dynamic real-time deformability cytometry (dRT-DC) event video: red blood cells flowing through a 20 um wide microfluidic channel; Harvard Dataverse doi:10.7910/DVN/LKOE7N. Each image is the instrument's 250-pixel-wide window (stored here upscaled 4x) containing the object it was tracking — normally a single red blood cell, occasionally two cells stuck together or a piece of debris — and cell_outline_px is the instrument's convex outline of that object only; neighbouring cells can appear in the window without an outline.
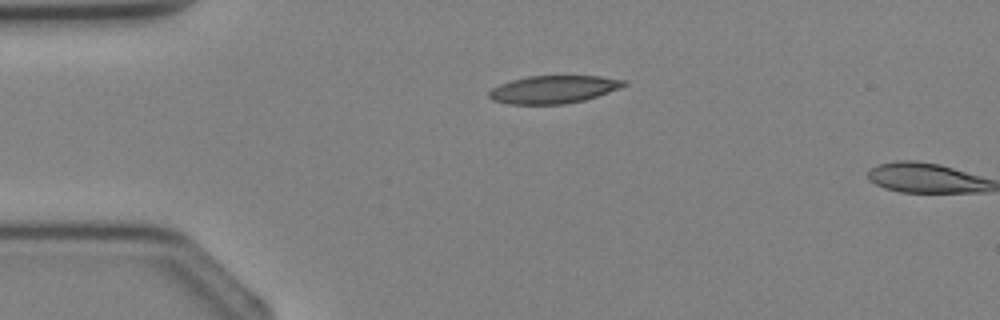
{"species": "Egyptian fruit bat (a non-hibernating species)", "species_latin": "Rousettus aegyptiacus", "temperature_condition": "cold", "stored_images_in_passage": 2, "segment_of_instrument_passage": [1, 2], "camera_frame_rate_fps": 3000, "um_per_image_px": 0.085, "animal": {"sex": "female"}, "frame": {"image": 1, "passage_image": 1, "time_ms": 0.0, "image_size_px": [1000, 320], "cell_outline_px": [[628, 84], [620, 88], [584, 100], [564, 104], [508, 104], [492, 100], [488, 96], [488, 92], [492, 88], [500, 84], [512, 80], [528, 76], [600, 76], [624, 80]], "centroid_in_image_um": [47.02, 7.6], "position_along_channel_um": 38.0, "area_um2": 21.73}}